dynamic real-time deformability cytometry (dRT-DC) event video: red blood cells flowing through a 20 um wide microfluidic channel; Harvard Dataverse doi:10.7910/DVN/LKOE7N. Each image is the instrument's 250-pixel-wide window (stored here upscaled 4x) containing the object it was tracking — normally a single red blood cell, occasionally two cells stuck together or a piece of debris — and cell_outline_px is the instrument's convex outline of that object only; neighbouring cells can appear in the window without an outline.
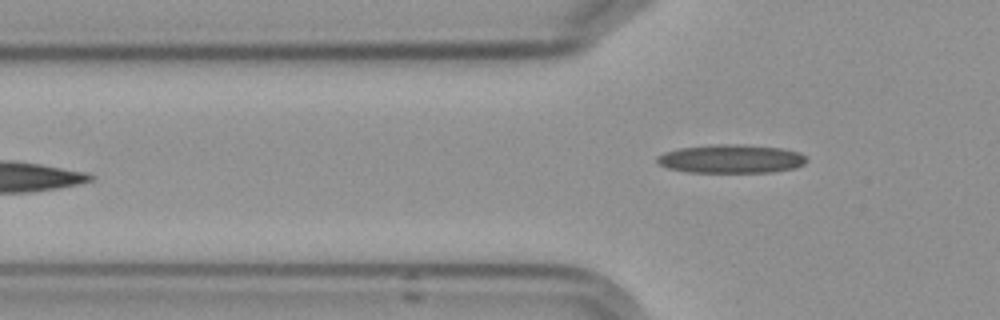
{"species": "Egyptian fruit bat (a non-hibernating species)", "species_latin": "Rousettus aegyptiacus", "temperature_condition": "cold", "stored_images_in_passage": 6, "camera_frame_rate_fps": 3000, "um_per_image_px": 0.085, "frame": {"image": 1, "passage_image": 6, "time_ms": 6.0, "image_size_px": [1000, 320], "cell_outline_px": [[808, 160], [804, 164], [796, 168], [772, 172], [688, 172], [668, 168], [660, 164], [656, 160], [656, 156], [664, 152], [680, 148], [716, 144], [740, 144], [780, 148], [800, 152]], "centroid_in_image_um": [62.15, 13.5], "position_along_channel_um": 63.6, "area_um2": 24.91}}